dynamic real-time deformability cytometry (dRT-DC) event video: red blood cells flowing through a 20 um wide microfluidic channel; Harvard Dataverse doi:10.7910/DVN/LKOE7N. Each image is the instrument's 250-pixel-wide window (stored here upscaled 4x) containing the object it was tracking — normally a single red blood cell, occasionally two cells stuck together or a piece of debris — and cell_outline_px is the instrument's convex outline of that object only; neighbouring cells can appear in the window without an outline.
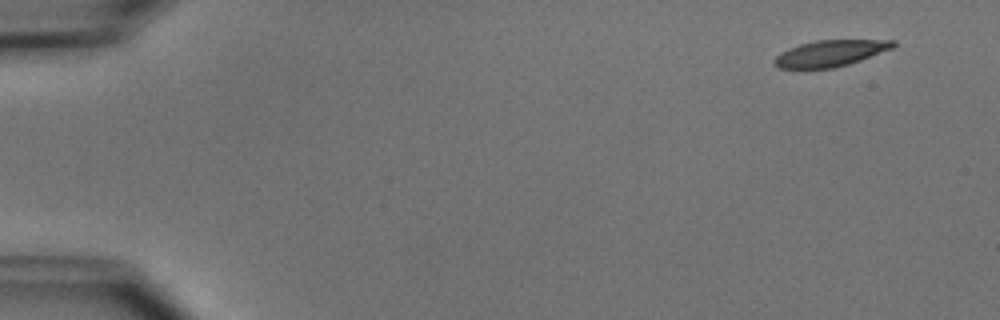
{"species": "common noctule bat (a hibernating species)", "species_latin": "Nyctalus noctula", "temperature_condition": "cold", "stored_images_in_passage": 2, "camera_frame_rate_fps": 3000, "um_per_image_px": 0.085, "animal": {"sex": "male", "body_mass_g": 15.6}, "frame": {"image": 1, "passage_image": 1, "time_ms": 0.0, "image_size_px": [1000, 320], "cell_outline_px": [[896, 44], [892, 48], [860, 60], [848, 64], [832, 68], [804, 72], [776, 68], [772, 64], [772, 60], [780, 52], [788, 48], [800, 44], [816, 40], [896, 40]], "centroid_in_image_um": [70.42, 4.59], "position_along_channel_um": 14.6, "area_um2": 18.96}}
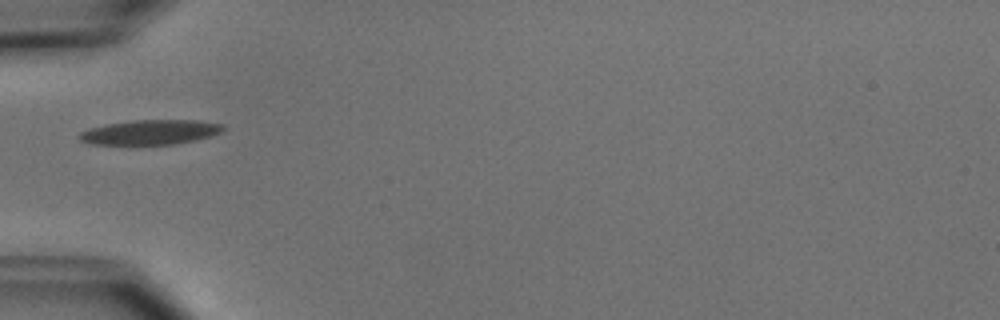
{"frame": {"image": 2, "passage_image": 2, "time_ms": 4.667, "image_size_px": [1000, 320], "cell_outline_px": [[228, 128], [212, 136], [196, 140], [172, 144], [136, 148], [92, 144], [80, 140], [76, 136], [80, 132], [88, 128], [108, 124], [132, 120], [200, 120], [224, 124]], "centroid_in_image_um": [12.74, 11.28], "position_along_channel_um": 72.3, "area_um2": 22.02}}